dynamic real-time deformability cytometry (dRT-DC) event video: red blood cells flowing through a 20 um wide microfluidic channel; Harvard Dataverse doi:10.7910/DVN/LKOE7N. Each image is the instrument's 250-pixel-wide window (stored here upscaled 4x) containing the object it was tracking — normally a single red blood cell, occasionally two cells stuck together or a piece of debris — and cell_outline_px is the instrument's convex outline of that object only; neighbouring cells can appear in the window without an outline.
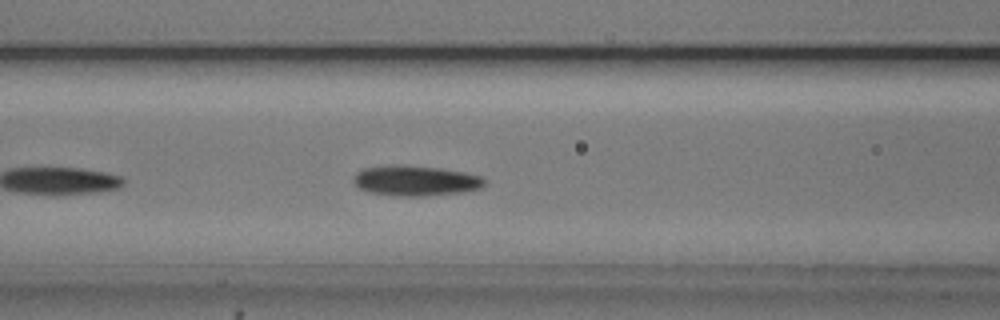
{"species": "common noctule bat (a hibernating species)", "species_latin": "Nyctalus noctula", "temperature_condition": "cold", "stored_images_in_passage": 16, "camera_frame_rate_fps": 3000, "um_per_image_px": 0.085, "animal": {"sex": "male", "body_mass_g": 20.5, "forearm_length_mm": 52.5}, "frame": {"image": 1, "passage_image": 7, "time_ms": 2.0, "image_size_px": [1000, 320], "cell_outline_px": [[484, 184], [480, 188], [460, 192], [424, 196], [396, 196], [368, 192], [360, 188], [352, 180], [356, 172], [364, 168], [388, 164], [396, 164], [440, 168], [480, 176], [484, 180]], "centroid_in_image_um": [35.24, 15.35], "position_along_channel_um": 131.4, "area_um2": 23.0}}
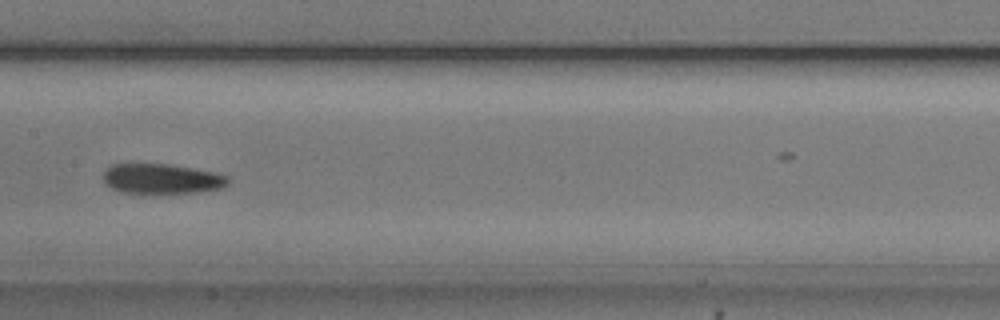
{"frame": {"image": 2, "passage_image": 12, "time_ms": 3.667, "image_size_px": [1000, 320], "cell_outline_px": [[228, 184], [220, 188], [200, 192], [120, 192], [104, 184], [104, 172], [112, 164], [172, 164], [216, 172], [228, 176]], "centroid_in_image_um": [13.76, 15.18], "position_along_channel_um": 193.6, "area_um2": 21.62}}